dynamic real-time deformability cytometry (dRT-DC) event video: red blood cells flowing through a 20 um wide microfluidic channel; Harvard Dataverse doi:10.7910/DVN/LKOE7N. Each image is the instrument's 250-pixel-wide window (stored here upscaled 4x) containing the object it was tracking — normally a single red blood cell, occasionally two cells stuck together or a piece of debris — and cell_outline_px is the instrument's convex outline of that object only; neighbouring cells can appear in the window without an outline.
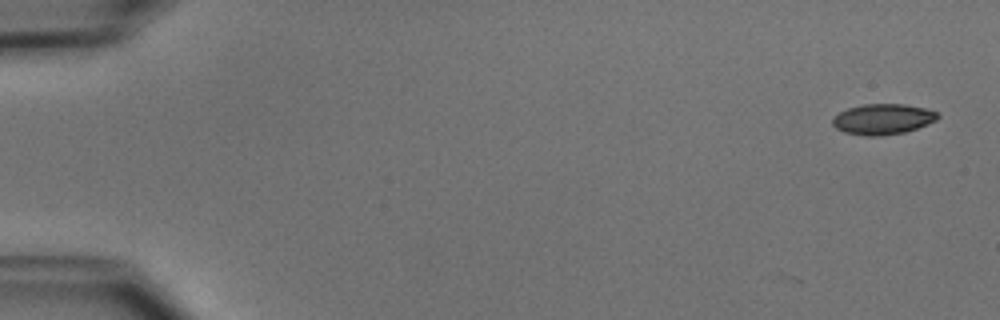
{"species": "common noctule bat (a hibernating species)", "species_latin": "Nyctalus noctula", "temperature_condition": "cold", "stored_images_in_passage": 2, "camera_frame_rate_fps": 3000, "um_per_image_px": 0.085, "animal": {"sex": "male", "body_mass_g": 15.6}, "frame": {"image": 1, "passage_image": 2, "time_ms": 0.333, "image_size_px": [1000, 320], "cell_outline_px": [[940, 116], [936, 120], [928, 124], [904, 132], [880, 136], [864, 136], [844, 132], [836, 128], [832, 124], [832, 116], [848, 108], [864, 104], [904, 104], [924, 108], [940, 112]], "centroid_in_image_um": [75.03, 10.12], "position_along_channel_um": 10.0, "area_um2": 18.84}}